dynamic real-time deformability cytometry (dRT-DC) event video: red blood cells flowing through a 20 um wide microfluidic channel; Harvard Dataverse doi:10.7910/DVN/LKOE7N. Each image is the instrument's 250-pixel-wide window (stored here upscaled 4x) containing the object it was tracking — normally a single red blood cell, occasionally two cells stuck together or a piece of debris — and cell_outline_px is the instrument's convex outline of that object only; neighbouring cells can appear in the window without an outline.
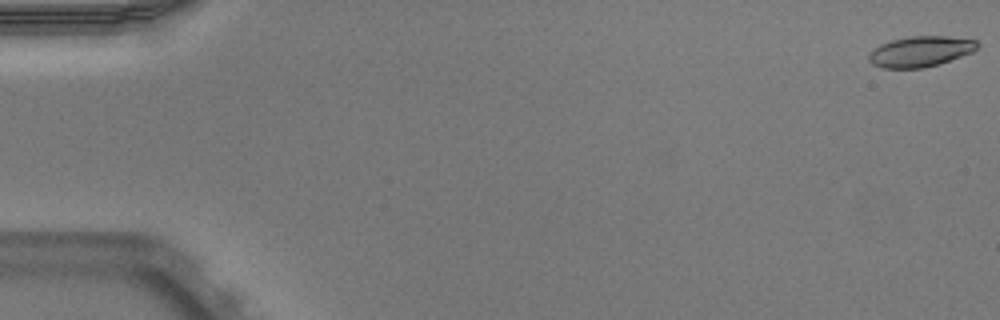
{"species": "Egyptian fruit bat (a non-hibernating species)", "species_latin": "Rousettus aegyptiacus", "temperature_condition": "warm", "stored_images_in_passage": 52, "camera_frame_rate_fps": 3000, "um_per_image_px": 0.085, "animal": {"sex": "male"}, "frame": {"image": 1, "passage_image": 1, "time_ms": 0.0, "image_size_px": [1000, 320], "cell_outline_px": [[980, 44], [972, 52], [924, 68], [884, 68], [872, 64], [868, 60], [868, 56], [880, 44], [892, 40], [908, 36], [948, 36], [976, 40]], "centroid_in_image_um": [78.23, 4.36], "position_along_channel_um": 6.8, "area_um2": 19.07}}
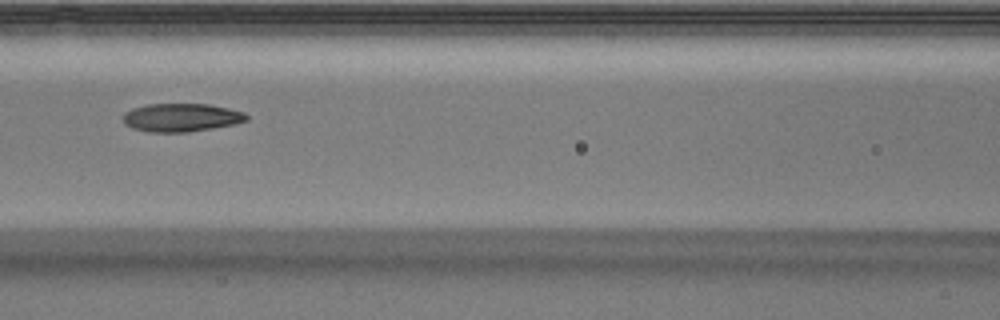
{"frame": {"image": 2, "passage_image": 24, "time_ms": 7.667, "image_size_px": [1000, 320], "cell_outline_px": [[248, 120], [236, 124], [188, 132], [148, 132], [132, 128], [124, 124], [124, 112], [132, 108], [148, 104], [208, 104], [228, 108], [244, 112], [248, 116]], "centroid_in_image_um": [15.41, 9.99], "position_along_channel_um": 151.2, "area_um2": 20.4}}
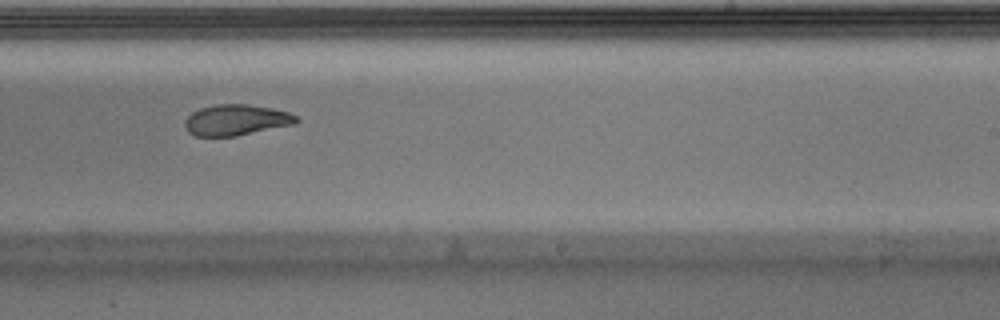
{"frame": {"image": 3, "passage_image": 33, "time_ms": 10.667, "image_size_px": [1000, 320], "cell_outline_px": [[300, 120], [296, 124], [236, 136], [196, 136], [188, 132], [184, 124], [184, 120], [192, 112], [200, 108], [216, 104], [248, 104], [272, 108], [288, 112], [296, 116]], "centroid_in_image_um": [20.08, 10.2], "position_along_channel_um": 268.9, "area_um2": 20.17}, "authors_computed_cell_mechanics": {"area_um2": 20.6346, "velocity_mm_per_s": 3.9317, "shape_relaxation_time_tau1_ms": 7.9754, "shape_relaxation_time_tau2_ms": 1.4932, "deformation_change_tau1": 0.1987, "deformation_change_tau2": 0.0705}}